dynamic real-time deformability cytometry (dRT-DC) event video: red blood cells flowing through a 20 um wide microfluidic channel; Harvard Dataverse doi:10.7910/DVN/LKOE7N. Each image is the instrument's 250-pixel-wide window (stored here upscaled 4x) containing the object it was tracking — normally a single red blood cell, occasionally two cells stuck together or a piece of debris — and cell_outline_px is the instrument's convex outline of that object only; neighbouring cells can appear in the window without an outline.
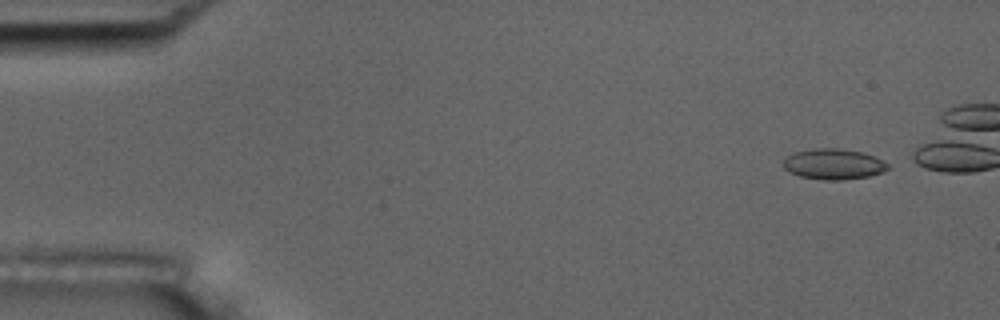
{"species": "common noctule bat (a hibernating species)", "species_latin": "Nyctalus noctula", "temperature_condition": "room temperature", "stored_images_in_passage": 11, "camera_frame_rate_fps": 3000, "um_per_image_px": 0.085, "animal": {"sex": "male", "body_mass_g": 17.5, "forearm_length_mm": 52.3}, "frame": {"image": 1, "passage_image": 1, "time_ms": 0.0, "image_size_px": [1000, 320], "cell_outline_px": [[888, 168], [884, 172], [868, 176], [844, 180], [824, 180], [800, 176], [788, 172], [784, 168], [784, 160], [788, 156], [796, 152], [816, 148], [840, 148], [864, 152], [888, 164]], "centroid_in_image_um": [70.85, 13.95], "position_along_channel_um": 14.1, "area_um2": 18.55}}
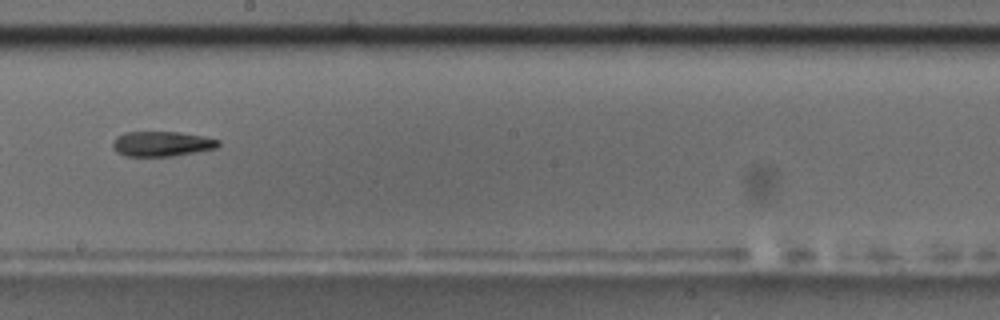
{"frame": {"image": 2, "passage_image": 10, "time_ms": 3.0, "image_size_px": [1000, 320], "cell_outline_px": [[220, 144], [216, 148], [172, 156], [124, 156], [116, 152], [112, 148], [112, 140], [116, 136], [124, 132], [180, 132], [204, 136], [220, 140]], "centroid_in_image_um": [13.71, 12.22], "position_along_channel_um": 234.5, "area_um2": 15.55}}